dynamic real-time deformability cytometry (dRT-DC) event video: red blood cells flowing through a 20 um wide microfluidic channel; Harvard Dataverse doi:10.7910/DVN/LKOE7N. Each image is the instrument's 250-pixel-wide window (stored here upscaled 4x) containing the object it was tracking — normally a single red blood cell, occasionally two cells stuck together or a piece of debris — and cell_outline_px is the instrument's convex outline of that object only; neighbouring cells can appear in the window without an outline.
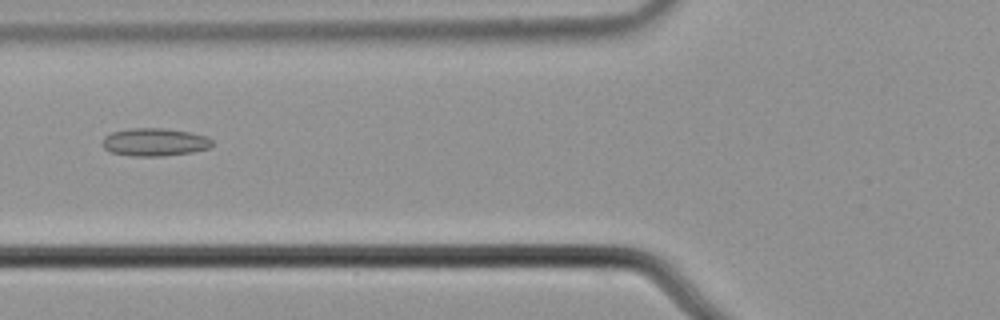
{"species": "common noctule bat (a hibernating species)", "species_latin": "Nyctalus noctula", "temperature_condition": "cold", "stored_images_in_passage": 6, "camera_frame_rate_fps": 3000, "um_per_image_px": 0.085, "animal": {"sex": "male", "body_mass_g": 21.5, "forearm_length_mm": 52.0}, "frame": {"image": 1, "passage_image": 6, "time_ms": 1.667, "image_size_px": [1000, 320], "cell_outline_px": [[212, 144], [208, 148], [192, 152], [160, 156], [132, 156], [112, 152], [104, 148], [104, 136], [112, 132], [132, 128], [164, 128], [192, 132], [208, 136], [212, 140]], "centroid_in_image_um": [13.18, 12.07], "position_along_channel_um": 112.6, "area_um2": 17.74}}